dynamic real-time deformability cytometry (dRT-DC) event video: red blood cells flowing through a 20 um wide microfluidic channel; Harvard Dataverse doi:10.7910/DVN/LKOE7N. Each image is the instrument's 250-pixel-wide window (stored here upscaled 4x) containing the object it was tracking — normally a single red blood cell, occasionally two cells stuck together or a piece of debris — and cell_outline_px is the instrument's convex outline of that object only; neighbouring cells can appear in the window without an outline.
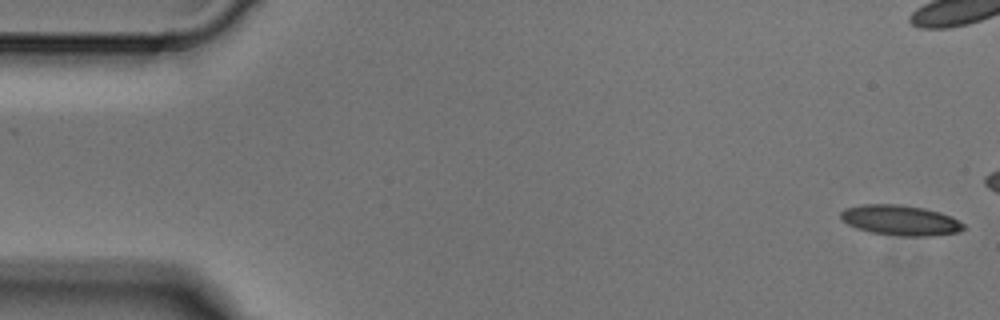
{"species": "Egyptian fruit bat (a non-hibernating species)", "species_latin": "Rousettus aegyptiacus", "temperature_condition": "cold", "stored_images_in_passage": 5, "camera_frame_rate_fps": 3000, "um_per_image_px": 0.085, "animal": {"sex": "male"}, "frame": {"image": 1, "passage_image": 1, "time_ms": 0.0, "image_size_px": [1000, 320], "cell_outline_px": [[964, 228], [960, 232], [928, 236], [900, 236], [872, 232], [856, 228], [840, 220], [840, 212], [844, 208], [860, 204], [900, 204], [924, 208], [940, 212], [952, 216], [964, 224]], "centroid_in_image_um": [76.51, 18.71], "position_along_channel_um": 8.5, "area_um2": 21.85}}